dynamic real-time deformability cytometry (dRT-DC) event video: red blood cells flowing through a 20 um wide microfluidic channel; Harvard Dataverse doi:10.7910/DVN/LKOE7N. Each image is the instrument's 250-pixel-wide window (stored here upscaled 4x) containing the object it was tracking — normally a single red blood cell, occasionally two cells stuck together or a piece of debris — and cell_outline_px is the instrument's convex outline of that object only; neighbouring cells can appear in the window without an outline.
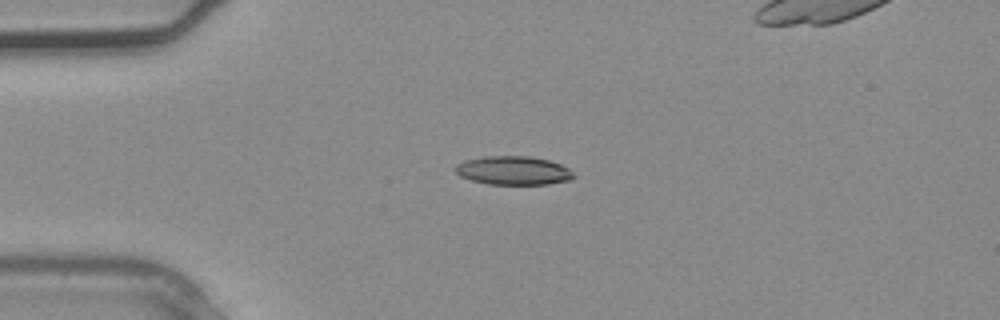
{"species": "common noctule bat (a hibernating species)", "species_latin": "Nyctalus noctula", "temperature_condition": "warm", "stored_images_in_passage": 2, "camera_frame_rate_fps": 3000, "um_per_image_px": 0.085, "animal": {"sex": "male", "body_mass_g": 20.4}, "frame": {"image": 1, "passage_image": 1, "time_ms": 0.0, "image_size_px": [1000, 320], "cell_outline_px": [[576, 176], [568, 180], [548, 184], [488, 184], [472, 180], [460, 176], [456, 172], [456, 164], [464, 160], [484, 156], [528, 156], [548, 160], [560, 164], [568, 168]], "centroid_in_image_um": [43.62, 14.49], "position_along_channel_um": 41.4, "area_um2": 19.65}}